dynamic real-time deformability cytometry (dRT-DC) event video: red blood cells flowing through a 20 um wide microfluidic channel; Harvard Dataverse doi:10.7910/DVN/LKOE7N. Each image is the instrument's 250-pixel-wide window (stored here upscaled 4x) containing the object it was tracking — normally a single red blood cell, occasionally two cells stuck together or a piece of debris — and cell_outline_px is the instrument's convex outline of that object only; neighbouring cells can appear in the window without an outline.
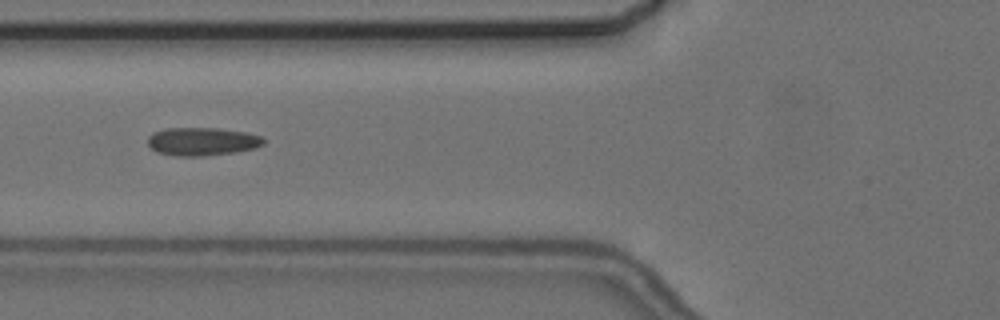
{"species": "common noctule bat (a hibernating species)", "species_latin": "Nyctalus noctula", "temperature_condition": "cold", "stored_images_in_passage": 5, "camera_frame_rate_fps": 3000, "um_per_image_px": 0.085, "animal": {"sex": "female", "body_mass_g": 24.6, "forearm_length_mm": 56.2}, "frame": {"image": 1, "passage_image": 2, "time_ms": 1.333, "image_size_px": [1000, 320], "cell_outline_px": [[264, 144], [256, 148], [236, 152], [204, 156], [176, 156], [156, 152], [148, 144], [148, 136], [152, 132], [164, 128], [220, 128], [248, 132], [260, 136], [264, 140]], "centroid_in_image_um": [17.18, 12.02], "position_along_channel_um": 108.6, "area_um2": 19.25}}
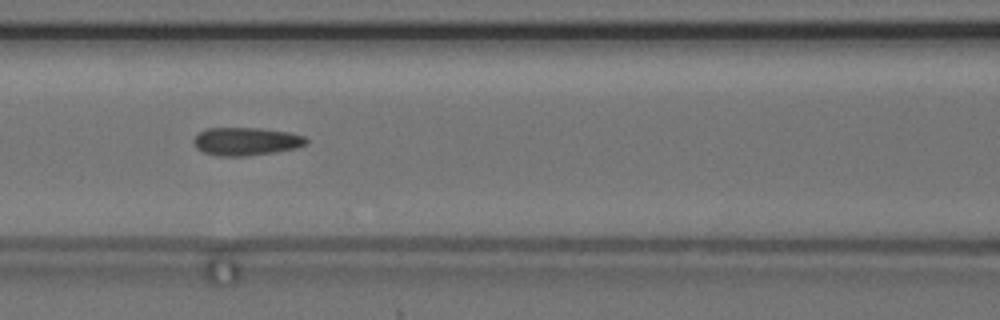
{"frame": {"image": 2, "passage_image": 3, "time_ms": 2.333, "image_size_px": [1000, 320], "cell_outline_px": [[308, 144], [296, 148], [272, 152], [244, 156], [220, 156], [204, 152], [196, 148], [192, 140], [200, 132], [208, 128], [260, 128], [288, 132], [304, 136], [308, 140]], "centroid_in_image_um": [20.92, 12.01], "position_along_channel_um": 145.7, "area_um2": 18.26}}